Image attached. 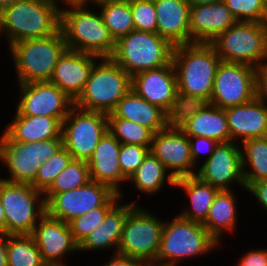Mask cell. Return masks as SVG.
Masks as SVG:
<instances>
[{"instance_id":"obj_33","label":"cell","mask_w":267,"mask_h":266,"mask_svg":"<svg viewBox=\"0 0 267 266\" xmlns=\"http://www.w3.org/2000/svg\"><path fill=\"white\" fill-rule=\"evenodd\" d=\"M240 147L245 187L267 179V136L246 140Z\"/></svg>"},{"instance_id":"obj_28","label":"cell","mask_w":267,"mask_h":266,"mask_svg":"<svg viewBox=\"0 0 267 266\" xmlns=\"http://www.w3.org/2000/svg\"><path fill=\"white\" fill-rule=\"evenodd\" d=\"M13 141L33 143L59 138L62 123L54 117L21 115L16 109L12 122L3 130Z\"/></svg>"},{"instance_id":"obj_40","label":"cell","mask_w":267,"mask_h":266,"mask_svg":"<svg viewBox=\"0 0 267 266\" xmlns=\"http://www.w3.org/2000/svg\"><path fill=\"white\" fill-rule=\"evenodd\" d=\"M130 4L135 29L157 33V17L154 0H134Z\"/></svg>"},{"instance_id":"obj_20","label":"cell","mask_w":267,"mask_h":266,"mask_svg":"<svg viewBox=\"0 0 267 266\" xmlns=\"http://www.w3.org/2000/svg\"><path fill=\"white\" fill-rule=\"evenodd\" d=\"M32 237L45 263H64L71 253L79 252L68 223L45 213L35 226Z\"/></svg>"},{"instance_id":"obj_52","label":"cell","mask_w":267,"mask_h":266,"mask_svg":"<svg viewBox=\"0 0 267 266\" xmlns=\"http://www.w3.org/2000/svg\"><path fill=\"white\" fill-rule=\"evenodd\" d=\"M260 67L267 73V55L265 56V58L263 59Z\"/></svg>"},{"instance_id":"obj_6","label":"cell","mask_w":267,"mask_h":266,"mask_svg":"<svg viewBox=\"0 0 267 266\" xmlns=\"http://www.w3.org/2000/svg\"><path fill=\"white\" fill-rule=\"evenodd\" d=\"M174 47L158 33L135 29L115 42L111 58L132 77L172 64Z\"/></svg>"},{"instance_id":"obj_12","label":"cell","mask_w":267,"mask_h":266,"mask_svg":"<svg viewBox=\"0 0 267 266\" xmlns=\"http://www.w3.org/2000/svg\"><path fill=\"white\" fill-rule=\"evenodd\" d=\"M106 131L107 114L73 105L62 122L63 147L73 159L88 161Z\"/></svg>"},{"instance_id":"obj_29","label":"cell","mask_w":267,"mask_h":266,"mask_svg":"<svg viewBox=\"0 0 267 266\" xmlns=\"http://www.w3.org/2000/svg\"><path fill=\"white\" fill-rule=\"evenodd\" d=\"M234 189L220 190L210 209L206 220L202 225L209 234L220 244L224 233L235 232L237 228L238 201ZM230 232V233H229Z\"/></svg>"},{"instance_id":"obj_50","label":"cell","mask_w":267,"mask_h":266,"mask_svg":"<svg viewBox=\"0 0 267 266\" xmlns=\"http://www.w3.org/2000/svg\"><path fill=\"white\" fill-rule=\"evenodd\" d=\"M0 233H5V213L0 199Z\"/></svg>"},{"instance_id":"obj_34","label":"cell","mask_w":267,"mask_h":266,"mask_svg":"<svg viewBox=\"0 0 267 266\" xmlns=\"http://www.w3.org/2000/svg\"><path fill=\"white\" fill-rule=\"evenodd\" d=\"M8 266H42L45 262L31 234L9 235Z\"/></svg>"},{"instance_id":"obj_7","label":"cell","mask_w":267,"mask_h":266,"mask_svg":"<svg viewBox=\"0 0 267 266\" xmlns=\"http://www.w3.org/2000/svg\"><path fill=\"white\" fill-rule=\"evenodd\" d=\"M131 89V76L111 57H100L93 65L83 92L74 105L110 114Z\"/></svg>"},{"instance_id":"obj_35","label":"cell","mask_w":267,"mask_h":266,"mask_svg":"<svg viewBox=\"0 0 267 266\" xmlns=\"http://www.w3.org/2000/svg\"><path fill=\"white\" fill-rule=\"evenodd\" d=\"M91 180L88 162L72 159L69 165L54 179L43 192L44 195H55L84 186Z\"/></svg>"},{"instance_id":"obj_2","label":"cell","mask_w":267,"mask_h":266,"mask_svg":"<svg viewBox=\"0 0 267 266\" xmlns=\"http://www.w3.org/2000/svg\"><path fill=\"white\" fill-rule=\"evenodd\" d=\"M59 29L60 11L45 0H19L0 11V36L6 38L8 47L15 42L52 36Z\"/></svg>"},{"instance_id":"obj_9","label":"cell","mask_w":267,"mask_h":266,"mask_svg":"<svg viewBox=\"0 0 267 266\" xmlns=\"http://www.w3.org/2000/svg\"><path fill=\"white\" fill-rule=\"evenodd\" d=\"M0 199L5 213V233L32 234L46 213L44 194L30 184L0 179Z\"/></svg>"},{"instance_id":"obj_38","label":"cell","mask_w":267,"mask_h":266,"mask_svg":"<svg viewBox=\"0 0 267 266\" xmlns=\"http://www.w3.org/2000/svg\"><path fill=\"white\" fill-rule=\"evenodd\" d=\"M238 22L264 23L265 0H223Z\"/></svg>"},{"instance_id":"obj_5","label":"cell","mask_w":267,"mask_h":266,"mask_svg":"<svg viewBox=\"0 0 267 266\" xmlns=\"http://www.w3.org/2000/svg\"><path fill=\"white\" fill-rule=\"evenodd\" d=\"M8 48L18 84L49 81L59 58L68 49L61 29L52 36L15 42Z\"/></svg>"},{"instance_id":"obj_15","label":"cell","mask_w":267,"mask_h":266,"mask_svg":"<svg viewBox=\"0 0 267 266\" xmlns=\"http://www.w3.org/2000/svg\"><path fill=\"white\" fill-rule=\"evenodd\" d=\"M131 88L149 103L159 106L172 119L182 106L173 63L135 74L131 77Z\"/></svg>"},{"instance_id":"obj_37","label":"cell","mask_w":267,"mask_h":266,"mask_svg":"<svg viewBox=\"0 0 267 266\" xmlns=\"http://www.w3.org/2000/svg\"><path fill=\"white\" fill-rule=\"evenodd\" d=\"M72 155L63 147L48 161L41 164L34 182L31 184L35 189L44 192L54 179L69 165Z\"/></svg>"},{"instance_id":"obj_42","label":"cell","mask_w":267,"mask_h":266,"mask_svg":"<svg viewBox=\"0 0 267 266\" xmlns=\"http://www.w3.org/2000/svg\"><path fill=\"white\" fill-rule=\"evenodd\" d=\"M188 139L190 142L191 157L196 166L197 164L199 165V163L203 162V160L205 161L209 159L210 156L213 154L216 146L219 144V142L214 139L205 138L202 136L188 137ZM201 158L205 159L202 160ZM199 159L201 160V162Z\"/></svg>"},{"instance_id":"obj_31","label":"cell","mask_w":267,"mask_h":266,"mask_svg":"<svg viewBox=\"0 0 267 266\" xmlns=\"http://www.w3.org/2000/svg\"><path fill=\"white\" fill-rule=\"evenodd\" d=\"M175 181L160 160L149 152L127 182L133 184L141 194L149 196L162 192L161 188L163 189L166 183L174 188Z\"/></svg>"},{"instance_id":"obj_25","label":"cell","mask_w":267,"mask_h":266,"mask_svg":"<svg viewBox=\"0 0 267 266\" xmlns=\"http://www.w3.org/2000/svg\"><path fill=\"white\" fill-rule=\"evenodd\" d=\"M120 201H123V198L107 212L103 222L79 244V253L81 251L84 253L106 251L107 249H114L113 254L117 253L125 220L129 212L137 205L136 200L128 203Z\"/></svg>"},{"instance_id":"obj_48","label":"cell","mask_w":267,"mask_h":266,"mask_svg":"<svg viewBox=\"0 0 267 266\" xmlns=\"http://www.w3.org/2000/svg\"><path fill=\"white\" fill-rule=\"evenodd\" d=\"M9 234L0 233V266H8L7 245Z\"/></svg>"},{"instance_id":"obj_18","label":"cell","mask_w":267,"mask_h":266,"mask_svg":"<svg viewBox=\"0 0 267 266\" xmlns=\"http://www.w3.org/2000/svg\"><path fill=\"white\" fill-rule=\"evenodd\" d=\"M173 121L187 137L231 141L225 110L210 103L184 104Z\"/></svg>"},{"instance_id":"obj_8","label":"cell","mask_w":267,"mask_h":266,"mask_svg":"<svg viewBox=\"0 0 267 266\" xmlns=\"http://www.w3.org/2000/svg\"><path fill=\"white\" fill-rule=\"evenodd\" d=\"M63 148L62 135L47 141L33 143L13 141L5 132L0 135V162L10 177L5 181L32 184L41 164Z\"/></svg>"},{"instance_id":"obj_55","label":"cell","mask_w":267,"mask_h":266,"mask_svg":"<svg viewBox=\"0 0 267 266\" xmlns=\"http://www.w3.org/2000/svg\"><path fill=\"white\" fill-rule=\"evenodd\" d=\"M122 1H127V2H131V1H134V0H122Z\"/></svg>"},{"instance_id":"obj_45","label":"cell","mask_w":267,"mask_h":266,"mask_svg":"<svg viewBox=\"0 0 267 266\" xmlns=\"http://www.w3.org/2000/svg\"><path fill=\"white\" fill-rule=\"evenodd\" d=\"M103 266H153L149 261L130 258L118 253L113 254Z\"/></svg>"},{"instance_id":"obj_11","label":"cell","mask_w":267,"mask_h":266,"mask_svg":"<svg viewBox=\"0 0 267 266\" xmlns=\"http://www.w3.org/2000/svg\"><path fill=\"white\" fill-rule=\"evenodd\" d=\"M162 220L137 204L125 220L117 253L155 266L164 226Z\"/></svg>"},{"instance_id":"obj_16","label":"cell","mask_w":267,"mask_h":266,"mask_svg":"<svg viewBox=\"0 0 267 266\" xmlns=\"http://www.w3.org/2000/svg\"><path fill=\"white\" fill-rule=\"evenodd\" d=\"M19 98L15 109L26 116H48L61 123L74 101L49 81L18 84Z\"/></svg>"},{"instance_id":"obj_54","label":"cell","mask_w":267,"mask_h":266,"mask_svg":"<svg viewBox=\"0 0 267 266\" xmlns=\"http://www.w3.org/2000/svg\"><path fill=\"white\" fill-rule=\"evenodd\" d=\"M264 25H265V28H266V31H267V13H266V17H265Z\"/></svg>"},{"instance_id":"obj_21","label":"cell","mask_w":267,"mask_h":266,"mask_svg":"<svg viewBox=\"0 0 267 266\" xmlns=\"http://www.w3.org/2000/svg\"><path fill=\"white\" fill-rule=\"evenodd\" d=\"M100 57L67 49L59 58L49 82L75 101L83 92L94 63Z\"/></svg>"},{"instance_id":"obj_23","label":"cell","mask_w":267,"mask_h":266,"mask_svg":"<svg viewBox=\"0 0 267 266\" xmlns=\"http://www.w3.org/2000/svg\"><path fill=\"white\" fill-rule=\"evenodd\" d=\"M191 43H211L238 21L223 0L190 7Z\"/></svg>"},{"instance_id":"obj_10","label":"cell","mask_w":267,"mask_h":266,"mask_svg":"<svg viewBox=\"0 0 267 266\" xmlns=\"http://www.w3.org/2000/svg\"><path fill=\"white\" fill-rule=\"evenodd\" d=\"M211 44L222 61L258 68L267 55V31L264 23L237 22Z\"/></svg>"},{"instance_id":"obj_4","label":"cell","mask_w":267,"mask_h":266,"mask_svg":"<svg viewBox=\"0 0 267 266\" xmlns=\"http://www.w3.org/2000/svg\"><path fill=\"white\" fill-rule=\"evenodd\" d=\"M88 5V6H87ZM89 3L64 8L60 12V29L67 48L98 57H111L115 41L105 25L100 11L90 10Z\"/></svg>"},{"instance_id":"obj_51","label":"cell","mask_w":267,"mask_h":266,"mask_svg":"<svg viewBox=\"0 0 267 266\" xmlns=\"http://www.w3.org/2000/svg\"><path fill=\"white\" fill-rule=\"evenodd\" d=\"M19 0H0V11L9 5H12L13 3L18 2Z\"/></svg>"},{"instance_id":"obj_17","label":"cell","mask_w":267,"mask_h":266,"mask_svg":"<svg viewBox=\"0 0 267 266\" xmlns=\"http://www.w3.org/2000/svg\"><path fill=\"white\" fill-rule=\"evenodd\" d=\"M150 152L175 179L196 175L198 166L192 160L189 139L174 121L153 134Z\"/></svg>"},{"instance_id":"obj_14","label":"cell","mask_w":267,"mask_h":266,"mask_svg":"<svg viewBox=\"0 0 267 266\" xmlns=\"http://www.w3.org/2000/svg\"><path fill=\"white\" fill-rule=\"evenodd\" d=\"M255 86L256 68L221 61L209 103L222 109L248 103L256 97Z\"/></svg>"},{"instance_id":"obj_27","label":"cell","mask_w":267,"mask_h":266,"mask_svg":"<svg viewBox=\"0 0 267 266\" xmlns=\"http://www.w3.org/2000/svg\"><path fill=\"white\" fill-rule=\"evenodd\" d=\"M107 118H124L148 128L153 134L165 129L173 119L159 106L140 97L132 88L119 100Z\"/></svg>"},{"instance_id":"obj_32","label":"cell","mask_w":267,"mask_h":266,"mask_svg":"<svg viewBox=\"0 0 267 266\" xmlns=\"http://www.w3.org/2000/svg\"><path fill=\"white\" fill-rule=\"evenodd\" d=\"M91 3L96 5L95 7L100 11L102 19L115 42L135 30L130 2L122 0H91Z\"/></svg>"},{"instance_id":"obj_53","label":"cell","mask_w":267,"mask_h":266,"mask_svg":"<svg viewBox=\"0 0 267 266\" xmlns=\"http://www.w3.org/2000/svg\"><path fill=\"white\" fill-rule=\"evenodd\" d=\"M42 266H68L64 263H44Z\"/></svg>"},{"instance_id":"obj_26","label":"cell","mask_w":267,"mask_h":266,"mask_svg":"<svg viewBox=\"0 0 267 266\" xmlns=\"http://www.w3.org/2000/svg\"><path fill=\"white\" fill-rule=\"evenodd\" d=\"M157 33L174 46L191 43L190 5L186 0H154Z\"/></svg>"},{"instance_id":"obj_44","label":"cell","mask_w":267,"mask_h":266,"mask_svg":"<svg viewBox=\"0 0 267 266\" xmlns=\"http://www.w3.org/2000/svg\"><path fill=\"white\" fill-rule=\"evenodd\" d=\"M245 190L258 200L267 213V179L251 183Z\"/></svg>"},{"instance_id":"obj_43","label":"cell","mask_w":267,"mask_h":266,"mask_svg":"<svg viewBox=\"0 0 267 266\" xmlns=\"http://www.w3.org/2000/svg\"><path fill=\"white\" fill-rule=\"evenodd\" d=\"M240 258L235 266H267V248L251 249Z\"/></svg>"},{"instance_id":"obj_47","label":"cell","mask_w":267,"mask_h":266,"mask_svg":"<svg viewBox=\"0 0 267 266\" xmlns=\"http://www.w3.org/2000/svg\"><path fill=\"white\" fill-rule=\"evenodd\" d=\"M46 2L50 3L51 5H53L58 11H62L64 10L63 5H66L65 8L68 7H74L77 5H83L86 3H90L91 4V0H45ZM62 3V6H60V3ZM64 3V4H63Z\"/></svg>"},{"instance_id":"obj_24","label":"cell","mask_w":267,"mask_h":266,"mask_svg":"<svg viewBox=\"0 0 267 266\" xmlns=\"http://www.w3.org/2000/svg\"><path fill=\"white\" fill-rule=\"evenodd\" d=\"M224 110L232 142L240 144L267 136V105L256 97L248 103Z\"/></svg>"},{"instance_id":"obj_39","label":"cell","mask_w":267,"mask_h":266,"mask_svg":"<svg viewBox=\"0 0 267 266\" xmlns=\"http://www.w3.org/2000/svg\"><path fill=\"white\" fill-rule=\"evenodd\" d=\"M112 207L113 206H100L70 221L68 224L74 240L80 244L92 230L103 222L107 212Z\"/></svg>"},{"instance_id":"obj_19","label":"cell","mask_w":267,"mask_h":266,"mask_svg":"<svg viewBox=\"0 0 267 266\" xmlns=\"http://www.w3.org/2000/svg\"><path fill=\"white\" fill-rule=\"evenodd\" d=\"M199 164L196 175L201 181L220 190H231L235 183L246 189L243 178L240 144L228 141L219 143L209 159Z\"/></svg>"},{"instance_id":"obj_22","label":"cell","mask_w":267,"mask_h":266,"mask_svg":"<svg viewBox=\"0 0 267 266\" xmlns=\"http://www.w3.org/2000/svg\"><path fill=\"white\" fill-rule=\"evenodd\" d=\"M120 148L121 143L109 131H106L87 162L91 180L109 186L123 198L124 188H121V184H127L128 179L122 174L119 165Z\"/></svg>"},{"instance_id":"obj_13","label":"cell","mask_w":267,"mask_h":266,"mask_svg":"<svg viewBox=\"0 0 267 266\" xmlns=\"http://www.w3.org/2000/svg\"><path fill=\"white\" fill-rule=\"evenodd\" d=\"M46 213L69 223L80 215L100 206H114L121 195L109 186L90 180L84 186L55 195H44Z\"/></svg>"},{"instance_id":"obj_3","label":"cell","mask_w":267,"mask_h":266,"mask_svg":"<svg viewBox=\"0 0 267 266\" xmlns=\"http://www.w3.org/2000/svg\"><path fill=\"white\" fill-rule=\"evenodd\" d=\"M219 245L202 223L175 215L164 220L155 266H179L185 259L210 254Z\"/></svg>"},{"instance_id":"obj_49","label":"cell","mask_w":267,"mask_h":266,"mask_svg":"<svg viewBox=\"0 0 267 266\" xmlns=\"http://www.w3.org/2000/svg\"><path fill=\"white\" fill-rule=\"evenodd\" d=\"M187 3L191 6H196V5H207V4H212L219 2L221 0H186Z\"/></svg>"},{"instance_id":"obj_1","label":"cell","mask_w":267,"mask_h":266,"mask_svg":"<svg viewBox=\"0 0 267 266\" xmlns=\"http://www.w3.org/2000/svg\"><path fill=\"white\" fill-rule=\"evenodd\" d=\"M221 61L211 43H189L174 47L172 62L182 105L210 102L216 70Z\"/></svg>"},{"instance_id":"obj_36","label":"cell","mask_w":267,"mask_h":266,"mask_svg":"<svg viewBox=\"0 0 267 266\" xmlns=\"http://www.w3.org/2000/svg\"><path fill=\"white\" fill-rule=\"evenodd\" d=\"M108 131L121 144L151 147L153 133L146 127L124 118H108Z\"/></svg>"},{"instance_id":"obj_41","label":"cell","mask_w":267,"mask_h":266,"mask_svg":"<svg viewBox=\"0 0 267 266\" xmlns=\"http://www.w3.org/2000/svg\"><path fill=\"white\" fill-rule=\"evenodd\" d=\"M149 152L150 147L121 144L118 160L122 174L129 179Z\"/></svg>"},{"instance_id":"obj_46","label":"cell","mask_w":267,"mask_h":266,"mask_svg":"<svg viewBox=\"0 0 267 266\" xmlns=\"http://www.w3.org/2000/svg\"><path fill=\"white\" fill-rule=\"evenodd\" d=\"M256 98L267 105V73L261 68H256Z\"/></svg>"},{"instance_id":"obj_30","label":"cell","mask_w":267,"mask_h":266,"mask_svg":"<svg viewBox=\"0 0 267 266\" xmlns=\"http://www.w3.org/2000/svg\"><path fill=\"white\" fill-rule=\"evenodd\" d=\"M176 187L185 191L191 203V207L188 205L181 212L179 211L178 215L194 222L203 223L220 189L201 181L195 175L177 178Z\"/></svg>"}]
</instances>
